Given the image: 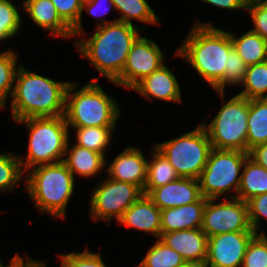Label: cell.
Instances as JSON below:
<instances>
[{"instance_id": "2", "label": "cell", "mask_w": 267, "mask_h": 267, "mask_svg": "<svg viewBox=\"0 0 267 267\" xmlns=\"http://www.w3.org/2000/svg\"><path fill=\"white\" fill-rule=\"evenodd\" d=\"M69 83L56 82L19 65L11 96L12 118L19 121L63 116Z\"/></svg>"}, {"instance_id": "13", "label": "cell", "mask_w": 267, "mask_h": 267, "mask_svg": "<svg viewBox=\"0 0 267 267\" xmlns=\"http://www.w3.org/2000/svg\"><path fill=\"white\" fill-rule=\"evenodd\" d=\"M255 232H227L208 237L206 267H242L246 248Z\"/></svg>"}, {"instance_id": "9", "label": "cell", "mask_w": 267, "mask_h": 267, "mask_svg": "<svg viewBox=\"0 0 267 267\" xmlns=\"http://www.w3.org/2000/svg\"><path fill=\"white\" fill-rule=\"evenodd\" d=\"M249 100L236 94L224 102L213 120L205 128L212 148L247 152V119Z\"/></svg>"}, {"instance_id": "22", "label": "cell", "mask_w": 267, "mask_h": 267, "mask_svg": "<svg viewBox=\"0 0 267 267\" xmlns=\"http://www.w3.org/2000/svg\"><path fill=\"white\" fill-rule=\"evenodd\" d=\"M264 193H267V170L248 156L243 164L237 199L247 202Z\"/></svg>"}, {"instance_id": "31", "label": "cell", "mask_w": 267, "mask_h": 267, "mask_svg": "<svg viewBox=\"0 0 267 267\" xmlns=\"http://www.w3.org/2000/svg\"><path fill=\"white\" fill-rule=\"evenodd\" d=\"M17 54L12 50L0 53V102L7 107L6 100L13 94L15 76L19 66Z\"/></svg>"}, {"instance_id": "38", "label": "cell", "mask_w": 267, "mask_h": 267, "mask_svg": "<svg viewBox=\"0 0 267 267\" xmlns=\"http://www.w3.org/2000/svg\"><path fill=\"white\" fill-rule=\"evenodd\" d=\"M112 7L115 8L112 0H83L82 12L85 8L87 13H89L92 16L98 17V19H97L98 23H96V26H95V27H98V26L105 25L107 23H112V22L118 21V19H116V18L113 20H110V21L104 19L105 18L104 16L107 13H109L108 10H110Z\"/></svg>"}, {"instance_id": "25", "label": "cell", "mask_w": 267, "mask_h": 267, "mask_svg": "<svg viewBox=\"0 0 267 267\" xmlns=\"http://www.w3.org/2000/svg\"><path fill=\"white\" fill-rule=\"evenodd\" d=\"M152 159L147 161L146 182L143 193L147 195L152 189L158 188L179 179V175L166 159L155 147L152 149Z\"/></svg>"}, {"instance_id": "33", "label": "cell", "mask_w": 267, "mask_h": 267, "mask_svg": "<svg viewBox=\"0 0 267 267\" xmlns=\"http://www.w3.org/2000/svg\"><path fill=\"white\" fill-rule=\"evenodd\" d=\"M21 14L10 0H0V42L17 35L22 26Z\"/></svg>"}, {"instance_id": "41", "label": "cell", "mask_w": 267, "mask_h": 267, "mask_svg": "<svg viewBox=\"0 0 267 267\" xmlns=\"http://www.w3.org/2000/svg\"><path fill=\"white\" fill-rule=\"evenodd\" d=\"M207 4H211L215 7L222 8L225 10H236V9H244L246 7L242 4L240 0H202Z\"/></svg>"}, {"instance_id": "32", "label": "cell", "mask_w": 267, "mask_h": 267, "mask_svg": "<svg viewBox=\"0 0 267 267\" xmlns=\"http://www.w3.org/2000/svg\"><path fill=\"white\" fill-rule=\"evenodd\" d=\"M61 19L72 29L73 36H83L82 3L83 0H51Z\"/></svg>"}, {"instance_id": "11", "label": "cell", "mask_w": 267, "mask_h": 267, "mask_svg": "<svg viewBox=\"0 0 267 267\" xmlns=\"http://www.w3.org/2000/svg\"><path fill=\"white\" fill-rule=\"evenodd\" d=\"M208 199L203 211L202 231L207 237L227 232H254L249 221L248 204L241 199L228 198L216 203ZM215 202V203H214Z\"/></svg>"}, {"instance_id": "28", "label": "cell", "mask_w": 267, "mask_h": 267, "mask_svg": "<svg viewBox=\"0 0 267 267\" xmlns=\"http://www.w3.org/2000/svg\"><path fill=\"white\" fill-rule=\"evenodd\" d=\"M241 85L244 90L238 95L248 100L267 98V61L248 66Z\"/></svg>"}, {"instance_id": "18", "label": "cell", "mask_w": 267, "mask_h": 267, "mask_svg": "<svg viewBox=\"0 0 267 267\" xmlns=\"http://www.w3.org/2000/svg\"><path fill=\"white\" fill-rule=\"evenodd\" d=\"M161 210L153 201L143 194L135 201L117 221L125 227L151 233L157 239L161 235Z\"/></svg>"}, {"instance_id": "39", "label": "cell", "mask_w": 267, "mask_h": 267, "mask_svg": "<svg viewBox=\"0 0 267 267\" xmlns=\"http://www.w3.org/2000/svg\"><path fill=\"white\" fill-rule=\"evenodd\" d=\"M246 10L254 24L251 31L259 34L267 41V5L257 3L246 7Z\"/></svg>"}, {"instance_id": "3", "label": "cell", "mask_w": 267, "mask_h": 267, "mask_svg": "<svg viewBox=\"0 0 267 267\" xmlns=\"http://www.w3.org/2000/svg\"><path fill=\"white\" fill-rule=\"evenodd\" d=\"M144 28L121 21L107 23L96 27L89 39L75 41L74 46L102 76L113 82L122 73L131 46Z\"/></svg>"}, {"instance_id": "45", "label": "cell", "mask_w": 267, "mask_h": 267, "mask_svg": "<svg viewBox=\"0 0 267 267\" xmlns=\"http://www.w3.org/2000/svg\"><path fill=\"white\" fill-rule=\"evenodd\" d=\"M33 267H47V264L43 261H38Z\"/></svg>"}, {"instance_id": "43", "label": "cell", "mask_w": 267, "mask_h": 267, "mask_svg": "<svg viewBox=\"0 0 267 267\" xmlns=\"http://www.w3.org/2000/svg\"><path fill=\"white\" fill-rule=\"evenodd\" d=\"M177 267H206V266H205V264H201V263L185 261L183 264H181Z\"/></svg>"}, {"instance_id": "44", "label": "cell", "mask_w": 267, "mask_h": 267, "mask_svg": "<svg viewBox=\"0 0 267 267\" xmlns=\"http://www.w3.org/2000/svg\"><path fill=\"white\" fill-rule=\"evenodd\" d=\"M245 7L260 3V0H240Z\"/></svg>"}, {"instance_id": "10", "label": "cell", "mask_w": 267, "mask_h": 267, "mask_svg": "<svg viewBox=\"0 0 267 267\" xmlns=\"http://www.w3.org/2000/svg\"><path fill=\"white\" fill-rule=\"evenodd\" d=\"M143 190L134 184L111 178L102 179L91 192L90 211L93 221H118L123 213L142 195Z\"/></svg>"}, {"instance_id": "14", "label": "cell", "mask_w": 267, "mask_h": 267, "mask_svg": "<svg viewBox=\"0 0 267 267\" xmlns=\"http://www.w3.org/2000/svg\"><path fill=\"white\" fill-rule=\"evenodd\" d=\"M147 196L160 210L194 203L202 197L198 179L182 177L152 189Z\"/></svg>"}, {"instance_id": "29", "label": "cell", "mask_w": 267, "mask_h": 267, "mask_svg": "<svg viewBox=\"0 0 267 267\" xmlns=\"http://www.w3.org/2000/svg\"><path fill=\"white\" fill-rule=\"evenodd\" d=\"M24 173L19 155L10 152L0 153V192H13Z\"/></svg>"}, {"instance_id": "5", "label": "cell", "mask_w": 267, "mask_h": 267, "mask_svg": "<svg viewBox=\"0 0 267 267\" xmlns=\"http://www.w3.org/2000/svg\"><path fill=\"white\" fill-rule=\"evenodd\" d=\"M25 174L26 191L35 207L55 218H65L66 208L74 193L75 177L61 161L42 164Z\"/></svg>"}, {"instance_id": "24", "label": "cell", "mask_w": 267, "mask_h": 267, "mask_svg": "<svg viewBox=\"0 0 267 267\" xmlns=\"http://www.w3.org/2000/svg\"><path fill=\"white\" fill-rule=\"evenodd\" d=\"M247 153L256 145L267 143V98L249 100Z\"/></svg>"}, {"instance_id": "21", "label": "cell", "mask_w": 267, "mask_h": 267, "mask_svg": "<svg viewBox=\"0 0 267 267\" xmlns=\"http://www.w3.org/2000/svg\"><path fill=\"white\" fill-rule=\"evenodd\" d=\"M69 142L68 140L63 162L73 176L77 174L84 178L92 177L104 170L103 167L105 168L107 163L102 154L76 144L71 146Z\"/></svg>"}, {"instance_id": "34", "label": "cell", "mask_w": 267, "mask_h": 267, "mask_svg": "<svg viewBox=\"0 0 267 267\" xmlns=\"http://www.w3.org/2000/svg\"><path fill=\"white\" fill-rule=\"evenodd\" d=\"M242 267H267L266 234H256L248 243Z\"/></svg>"}, {"instance_id": "47", "label": "cell", "mask_w": 267, "mask_h": 267, "mask_svg": "<svg viewBox=\"0 0 267 267\" xmlns=\"http://www.w3.org/2000/svg\"><path fill=\"white\" fill-rule=\"evenodd\" d=\"M4 108H5V106L0 102V109L2 110Z\"/></svg>"}, {"instance_id": "23", "label": "cell", "mask_w": 267, "mask_h": 267, "mask_svg": "<svg viewBox=\"0 0 267 267\" xmlns=\"http://www.w3.org/2000/svg\"><path fill=\"white\" fill-rule=\"evenodd\" d=\"M230 32L233 49L247 66L267 61V41L251 30L236 37Z\"/></svg>"}, {"instance_id": "46", "label": "cell", "mask_w": 267, "mask_h": 267, "mask_svg": "<svg viewBox=\"0 0 267 267\" xmlns=\"http://www.w3.org/2000/svg\"><path fill=\"white\" fill-rule=\"evenodd\" d=\"M260 3L267 5V0H260Z\"/></svg>"}, {"instance_id": "37", "label": "cell", "mask_w": 267, "mask_h": 267, "mask_svg": "<svg viewBox=\"0 0 267 267\" xmlns=\"http://www.w3.org/2000/svg\"><path fill=\"white\" fill-rule=\"evenodd\" d=\"M247 204L252 229L256 234H265L264 230L259 233V224H261V219L267 220V193L252 197L247 201Z\"/></svg>"}, {"instance_id": "6", "label": "cell", "mask_w": 267, "mask_h": 267, "mask_svg": "<svg viewBox=\"0 0 267 267\" xmlns=\"http://www.w3.org/2000/svg\"><path fill=\"white\" fill-rule=\"evenodd\" d=\"M24 123L29 133L26 159L19 156L23 171L42 164H53L64 159L69 140V127L65 117L27 118L16 121Z\"/></svg>"}, {"instance_id": "36", "label": "cell", "mask_w": 267, "mask_h": 267, "mask_svg": "<svg viewBox=\"0 0 267 267\" xmlns=\"http://www.w3.org/2000/svg\"><path fill=\"white\" fill-rule=\"evenodd\" d=\"M70 252L58 255L61 259V267H107L99 253L89 252Z\"/></svg>"}, {"instance_id": "12", "label": "cell", "mask_w": 267, "mask_h": 267, "mask_svg": "<svg viewBox=\"0 0 267 267\" xmlns=\"http://www.w3.org/2000/svg\"><path fill=\"white\" fill-rule=\"evenodd\" d=\"M164 59L159 45L140 35L131 46L122 73L112 84L132 89L144 77L164 65Z\"/></svg>"}, {"instance_id": "1", "label": "cell", "mask_w": 267, "mask_h": 267, "mask_svg": "<svg viewBox=\"0 0 267 267\" xmlns=\"http://www.w3.org/2000/svg\"><path fill=\"white\" fill-rule=\"evenodd\" d=\"M176 51V56L191 64L216 92H223V76L228 55L233 49L230 32L212 23L196 22Z\"/></svg>"}, {"instance_id": "30", "label": "cell", "mask_w": 267, "mask_h": 267, "mask_svg": "<svg viewBox=\"0 0 267 267\" xmlns=\"http://www.w3.org/2000/svg\"><path fill=\"white\" fill-rule=\"evenodd\" d=\"M184 262L179 253L158 239L136 267H177Z\"/></svg>"}, {"instance_id": "16", "label": "cell", "mask_w": 267, "mask_h": 267, "mask_svg": "<svg viewBox=\"0 0 267 267\" xmlns=\"http://www.w3.org/2000/svg\"><path fill=\"white\" fill-rule=\"evenodd\" d=\"M159 240L187 262L206 263L208 237L201 228L161 233Z\"/></svg>"}, {"instance_id": "42", "label": "cell", "mask_w": 267, "mask_h": 267, "mask_svg": "<svg viewBox=\"0 0 267 267\" xmlns=\"http://www.w3.org/2000/svg\"><path fill=\"white\" fill-rule=\"evenodd\" d=\"M26 260L23 259L18 253L14 255L10 261V264L7 267H33L38 260L32 259L30 256H25Z\"/></svg>"}, {"instance_id": "35", "label": "cell", "mask_w": 267, "mask_h": 267, "mask_svg": "<svg viewBox=\"0 0 267 267\" xmlns=\"http://www.w3.org/2000/svg\"><path fill=\"white\" fill-rule=\"evenodd\" d=\"M227 59L228 63L225 66V73L223 76V92H216L221 96L222 99L224 98L226 85L241 86L248 67L234 49L230 51Z\"/></svg>"}, {"instance_id": "27", "label": "cell", "mask_w": 267, "mask_h": 267, "mask_svg": "<svg viewBox=\"0 0 267 267\" xmlns=\"http://www.w3.org/2000/svg\"><path fill=\"white\" fill-rule=\"evenodd\" d=\"M75 128L76 130V145L93 150L97 153L102 154L104 157L105 150L109 146L110 141L112 140V132L115 130V127H69Z\"/></svg>"}, {"instance_id": "7", "label": "cell", "mask_w": 267, "mask_h": 267, "mask_svg": "<svg viewBox=\"0 0 267 267\" xmlns=\"http://www.w3.org/2000/svg\"><path fill=\"white\" fill-rule=\"evenodd\" d=\"M174 167L179 177L198 179L205 168L211 142L202 124L177 138L154 144Z\"/></svg>"}, {"instance_id": "20", "label": "cell", "mask_w": 267, "mask_h": 267, "mask_svg": "<svg viewBox=\"0 0 267 267\" xmlns=\"http://www.w3.org/2000/svg\"><path fill=\"white\" fill-rule=\"evenodd\" d=\"M22 7L33 23L50 31L54 37L73 36L72 29L61 19L51 0H24Z\"/></svg>"}, {"instance_id": "48", "label": "cell", "mask_w": 267, "mask_h": 267, "mask_svg": "<svg viewBox=\"0 0 267 267\" xmlns=\"http://www.w3.org/2000/svg\"><path fill=\"white\" fill-rule=\"evenodd\" d=\"M0 267H7V266H4L1 259H0Z\"/></svg>"}, {"instance_id": "8", "label": "cell", "mask_w": 267, "mask_h": 267, "mask_svg": "<svg viewBox=\"0 0 267 267\" xmlns=\"http://www.w3.org/2000/svg\"><path fill=\"white\" fill-rule=\"evenodd\" d=\"M249 156L237 150L212 148L198 182L201 195L207 199H218L222 194L233 191L228 198H237L243 164Z\"/></svg>"}, {"instance_id": "19", "label": "cell", "mask_w": 267, "mask_h": 267, "mask_svg": "<svg viewBox=\"0 0 267 267\" xmlns=\"http://www.w3.org/2000/svg\"><path fill=\"white\" fill-rule=\"evenodd\" d=\"M207 200L202 196L194 203L161 210V233L201 228Z\"/></svg>"}, {"instance_id": "15", "label": "cell", "mask_w": 267, "mask_h": 267, "mask_svg": "<svg viewBox=\"0 0 267 267\" xmlns=\"http://www.w3.org/2000/svg\"><path fill=\"white\" fill-rule=\"evenodd\" d=\"M107 166H109L107 168V177L137 185L144 191L147 159L139 147H126Z\"/></svg>"}, {"instance_id": "4", "label": "cell", "mask_w": 267, "mask_h": 267, "mask_svg": "<svg viewBox=\"0 0 267 267\" xmlns=\"http://www.w3.org/2000/svg\"><path fill=\"white\" fill-rule=\"evenodd\" d=\"M77 88L79 84L70 82L66 92L64 117L68 127H115L121 110L98 79Z\"/></svg>"}, {"instance_id": "40", "label": "cell", "mask_w": 267, "mask_h": 267, "mask_svg": "<svg viewBox=\"0 0 267 267\" xmlns=\"http://www.w3.org/2000/svg\"><path fill=\"white\" fill-rule=\"evenodd\" d=\"M248 154L252 160L267 170V143L254 146Z\"/></svg>"}, {"instance_id": "26", "label": "cell", "mask_w": 267, "mask_h": 267, "mask_svg": "<svg viewBox=\"0 0 267 267\" xmlns=\"http://www.w3.org/2000/svg\"><path fill=\"white\" fill-rule=\"evenodd\" d=\"M115 9L122 13L118 21L133 25L135 19L142 23L159 24V16L148 4L147 0H112Z\"/></svg>"}, {"instance_id": "17", "label": "cell", "mask_w": 267, "mask_h": 267, "mask_svg": "<svg viewBox=\"0 0 267 267\" xmlns=\"http://www.w3.org/2000/svg\"><path fill=\"white\" fill-rule=\"evenodd\" d=\"M180 89L175 74L164 64L151 75L144 77L131 90L147 100L156 98L167 102H182Z\"/></svg>"}]
</instances>
